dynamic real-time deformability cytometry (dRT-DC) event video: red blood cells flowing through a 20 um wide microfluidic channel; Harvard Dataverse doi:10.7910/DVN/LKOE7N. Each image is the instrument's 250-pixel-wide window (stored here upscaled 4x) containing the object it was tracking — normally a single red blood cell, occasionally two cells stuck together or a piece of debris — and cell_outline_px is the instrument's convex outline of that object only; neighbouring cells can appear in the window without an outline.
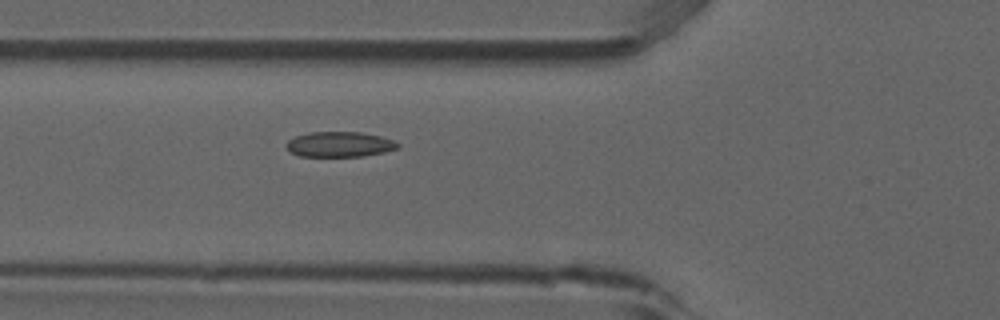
{"species": "common noctule bat (a hibernating species)", "species_latin": "Nyctalus noctula", "temperature_condition": "room temperature", "stored_images_in_passage": 6, "camera_frame_rate_fps": 3000, "um_per_image_px": 0.085, "animal": {"sex": "male", "forearm_length_mm": 52.5}, "frame": {"image": 1, "passage_image": 6, "time_ms": 1.667, "image_size_px": [1000, 320], "cell_outline_px": [[400, 148], [384, 152], [364, 156], [300, 156], [292, 152], [284, 144], [288, 140], [296, 136], [308, 132], [360, 132], [380, 136], [392, 140], [400, 144]], "centroid_in_image_um": [28.88, 12.26], "position_along_channel_um": 96.9, "area_um2": 16.36}}